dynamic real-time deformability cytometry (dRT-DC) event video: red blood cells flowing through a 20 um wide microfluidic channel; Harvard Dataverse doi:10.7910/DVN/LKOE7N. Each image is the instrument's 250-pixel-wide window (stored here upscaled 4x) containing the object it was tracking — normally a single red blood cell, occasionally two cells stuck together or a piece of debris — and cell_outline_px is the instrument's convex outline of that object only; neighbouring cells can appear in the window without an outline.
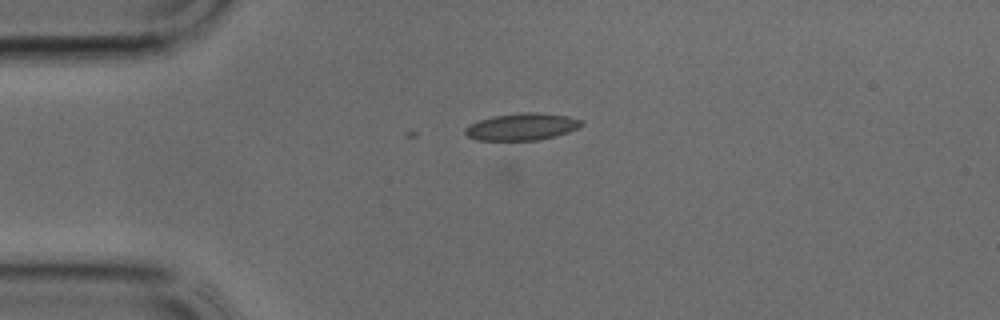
{"species": "common noctule bat (a hibernating species)", "species_latin": "Nyctalus noctula", "temperature_condition": "cold", "stored_images_in_passage": 4, "camera_frame_rate_fps": 3000, "um_per_image_px": 0.085, "animal": {"sex": "male", "body_mass_g": 17.9, "forearm_length_mm": 54.2}, "frame": {"image": 1, "passage_image": 2, "time_ms": 0.333, "image_size_px": [1000, 320], "cell_outline_px": [[584, 124], [580, 128], [556, 136], [540, 140], [476, 140], [468, 136], [464, 132], [464, 128], [468, 124], [492, 116], [520, 112], [536, 112], [568, 116], [580, 120]], "centroid_in_image_um": [44.36, 10.77], "position_along_channel_um": 40.6, "area_um2": 18.5}}